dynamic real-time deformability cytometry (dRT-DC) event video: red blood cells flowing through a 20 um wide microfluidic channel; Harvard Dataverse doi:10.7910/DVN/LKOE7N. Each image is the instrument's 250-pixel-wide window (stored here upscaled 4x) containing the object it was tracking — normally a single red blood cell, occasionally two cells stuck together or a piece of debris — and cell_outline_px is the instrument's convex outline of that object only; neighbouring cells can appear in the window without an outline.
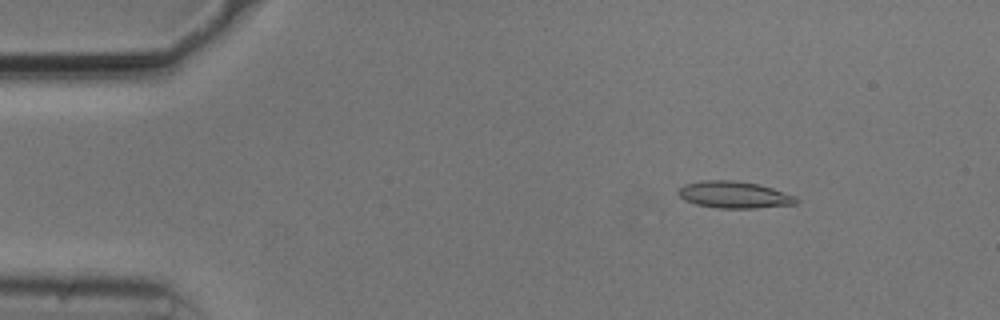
{"species": "common noctule bat (a hibernating species)", "species_latin": "Nyctalus noctula", "temperature_condition": "cold", "stored_images_in_passage": 54, "camera_frame_rate_fps": 3000, "um_per_image_px": 0.085, "animal": {"sex": "male", "body_mass_g": 20.5, "forearm_length_mm": 52.5}, "frame": {"image": 1, "passage_image": 8, "time_ms": 2.333, "image_size_px": [1000, 320], "cell_outline_px": [[800, 200], [796, 204], [756, 208], [720, 208], [696, 204], [684, 200], [676, 192], [684, 184], [700, 180], [732, 180], [760, 184], [796, 196]], "centroid_in_image_um": [62.41, 16.55], "position_along_channel_um": 22.6, "area_um2": 18.55}}
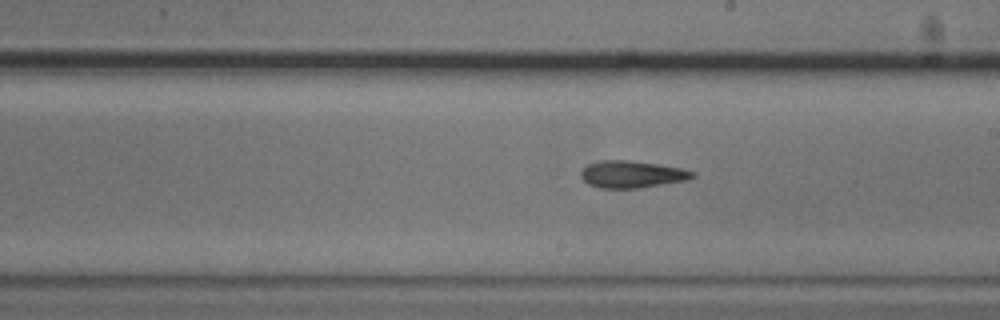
{"frame": {"image": 2, "passage_image": 31, "time_ms": 10.0, "image_size_px": [1000, 320], "cell_outline_px": [[696, 176], [688, 180], [640, 188], [600, 188], [588, 184], [580, 176], [580, 172], [588, 164], [600, 160], [628, 160], [684, 168], [696, 172]], "centroid_in_image_um": [53.74, 14.81], "position_along_channel_um": 235.3, "area_um2": 17.74}}
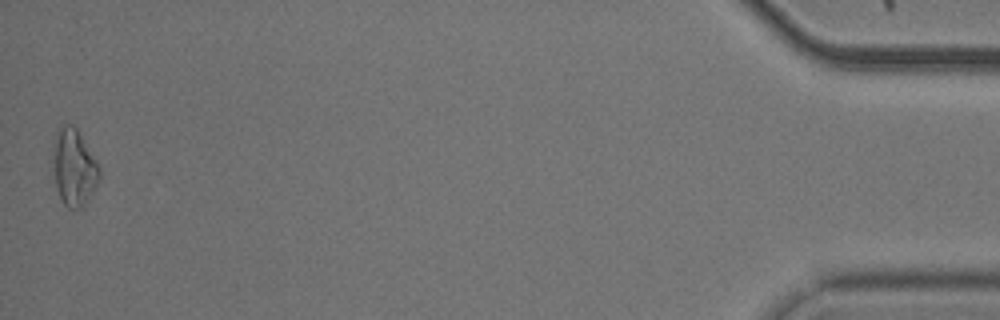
{"frame": {"image": 3, "passage_image": 54, "time_ms": 17.667, "image_size_px": [1000, 320], "cell_outline_px": [[100, 176], [84, 208], [68, 208], [60, 200], [56, 188], [52, 172], [52, 140], [56, 128], [64, 124], [72, 124], [76, 128], [96, 160], [100, 168]], "centroid_in_image_um": [6.22, 14.21], "position_along_channel_um": 429.0, "area_um2": 21.33}}